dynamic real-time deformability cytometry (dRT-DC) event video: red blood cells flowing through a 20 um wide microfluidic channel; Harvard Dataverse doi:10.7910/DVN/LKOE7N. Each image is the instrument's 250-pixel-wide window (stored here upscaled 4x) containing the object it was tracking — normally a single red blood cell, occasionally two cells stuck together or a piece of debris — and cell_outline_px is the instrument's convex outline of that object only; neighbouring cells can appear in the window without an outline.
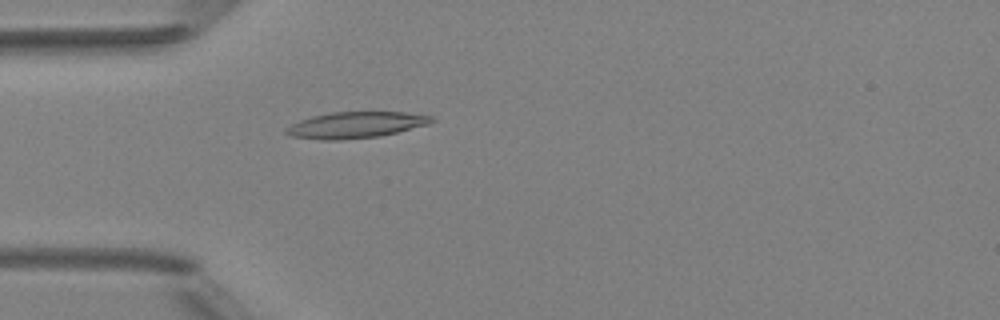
{"species": "Egyptian fruit bat (a non-hibernating species)", "species_latin": "Rousettus aegyptiacus", "temperature_condition": "room temperature", "stored_images_in_passage": 1, "camera_frame_rate_fps": 3000, "um_per_image_px": 0.085, "animal": {"sex": "female"}, "frame": {"image": 1, "passage_image": 1, "time_ms": 0.0, "image_size_px": [1000, 320], "cell_outline_px": [[436, 120], [428, 124], [380, 136], [340, 140], [320, 140], [288, 136], [284, 132], [284, 128], [300, 120], [312, 116], [332, 112], [408, 112], [432, 116]], "centroid_in_image_um": [30.2, 10.62], "position_along_channel_um": 54.8, "area_um2": 22.31}}